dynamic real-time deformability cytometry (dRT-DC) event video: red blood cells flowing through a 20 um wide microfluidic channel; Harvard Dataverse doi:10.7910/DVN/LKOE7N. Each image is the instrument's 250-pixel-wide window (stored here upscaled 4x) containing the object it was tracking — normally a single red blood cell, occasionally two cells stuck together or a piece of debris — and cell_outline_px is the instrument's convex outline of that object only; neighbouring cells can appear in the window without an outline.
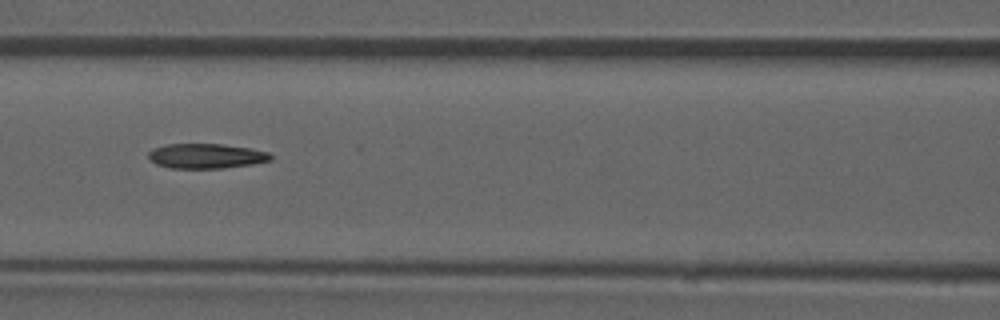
{"species": "common noctule bat (a hibernating species)", "species_latin": "Nyctalus noctula", "temperature_condition": "room temperature", "stored_images_in_passage": 51, "camera_frame_rate_fps": 3000, "um_per_image_px": 0.085, "animal": {"sex": "male", "forearm_length_mm": 52.5}, "frame": {"image": 1, "passage_image": 22, "time_ms": 7.0, "image_size_px": [1000, 320], "cell_outline_px": [[272, 160], [252, 164], [224, 168], [172, 168], [156, 164], [148, 160], [148, 152], [152, 148], [168, 144], [220, 144], [248, 148], [268, 152], [272, 156]], "centroid_in_image_um": [17.48, 13.26], "position_along_channel_um": 149.1, "area_um2": 17.69}, "authors_computed_cell_mechanics": {"area_um2": 18.2648, "velocity_mm_per_s": 3.9357, "shape_relaxation_time_tau1_ms": null, "shape_relaxation_time_tau2_ms": 5.8871, "deformation_change_tau1": null, "deformation_change_tau2": 0.1667}}